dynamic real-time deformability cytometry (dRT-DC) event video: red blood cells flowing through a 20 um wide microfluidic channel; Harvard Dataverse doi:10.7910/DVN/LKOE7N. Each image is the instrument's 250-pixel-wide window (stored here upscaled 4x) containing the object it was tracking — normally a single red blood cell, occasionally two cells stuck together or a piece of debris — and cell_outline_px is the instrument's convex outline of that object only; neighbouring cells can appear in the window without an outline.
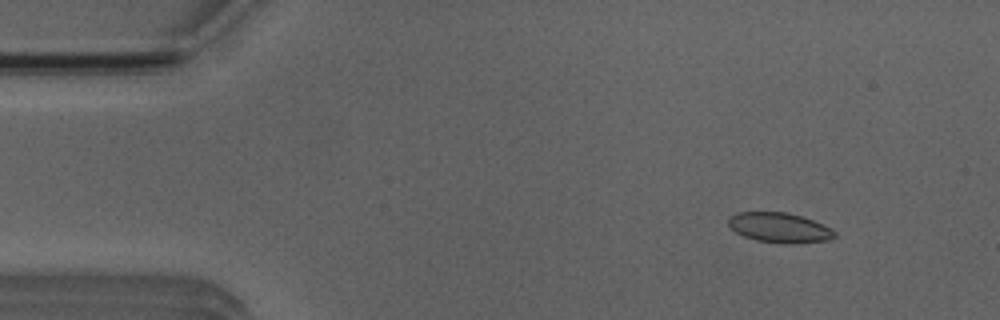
{"species": "Egyptian fruit bat (a non-hibernating species)", "species_latin": "Rousettus aegyptiacus", "temperature_condition": "room temperature", "stored_images_in_passage": 5, "camera_frame_rate_fps": 3000, "um_per_image_px": 0.085, "animal": {"sex": "male"}, "frame": {"image": 1, "passage_image": 2, "time_ms": 1.0, "image_size_px": [1000, 320], "cell_outline_px": [[836, 236], [832, 240], [796, 244], [784, 244], [756, 240], [744, 236], [736, 232], [728, 224], [728, 216], [736, 212], [788, 212], [812, 220], [832, 228], [836, 232]], "centroid_in_image_um": [66.28, 19.36], "position_along_channel_um": 18.7, "area_um2": 18.79}}
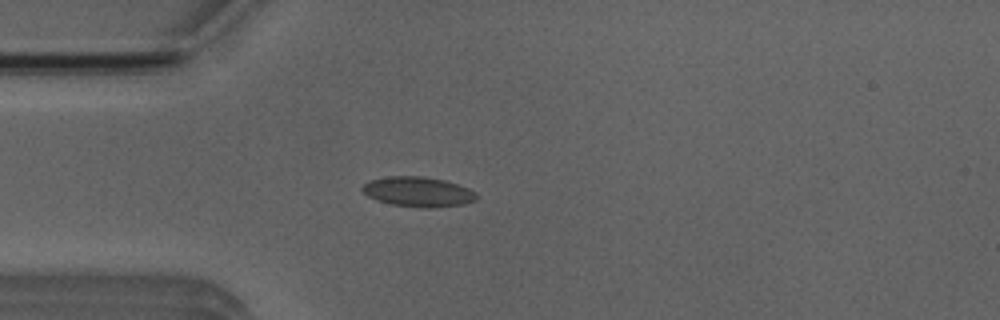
{"frame": {"image": 2, "passage_image": 4, "time_ms": 3.667, "image_size_px": [1000, 320], "cell_outline_px": [[476, 200], [464, 204], [436, 208], [420, 208], [392, 204], [376, 200], [368, 196], [360, 188], [368, 180], [388, 176], [420, 176], [444, 180], [468, 188], [476, 192]], "centroid_in_image_um": [35.52, 16.31], "position_along_channel_um": 49.5, "area_um2": 20.0}}